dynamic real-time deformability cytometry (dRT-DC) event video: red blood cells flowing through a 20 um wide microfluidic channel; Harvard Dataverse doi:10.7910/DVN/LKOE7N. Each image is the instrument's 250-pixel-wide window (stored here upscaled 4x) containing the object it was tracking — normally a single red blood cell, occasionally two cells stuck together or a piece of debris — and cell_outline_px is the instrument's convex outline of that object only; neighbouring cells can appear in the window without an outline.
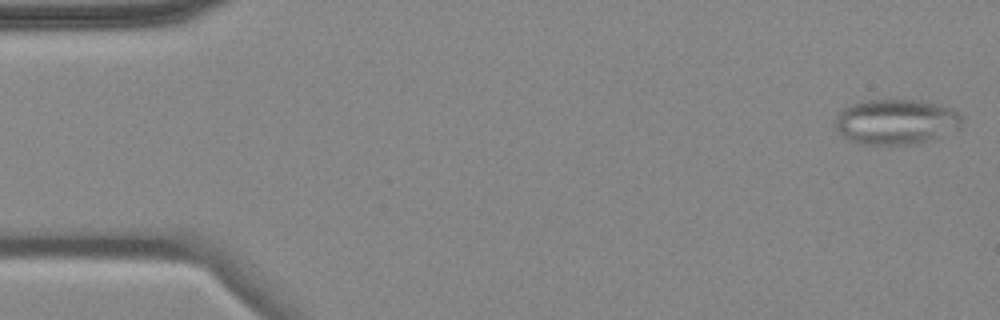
{"species": "common noctule bat (a hibernating species)", "species_latin": "Nyctalus noctula", "temperature_condition": "cold", "stored_images_in_passage": 5, "camera_frame_rate_fps": 3000, "um_per_image_px": 0.085, "animal": {"sex": "female", "body_mass_g": 18.4}, "frame": {"image": 1, "passage_image": 1, "time_ms": 0.0, "image_size_px": [1000, 320], "cell_outline_px": [[964, 120], [960, 128], [916, 144], [860, 144], [844, 136], [836, 128], [836, 120], [840, 112], [844, 108], [852, 104], [868, 100], [920, 100], [940, 104], [952, 108], [960, 112], [964, 116]], "centroid_in_image_um": [76.23, 10.33], "position_along_channel_um": 8.8, "area_um2": 33.29}}
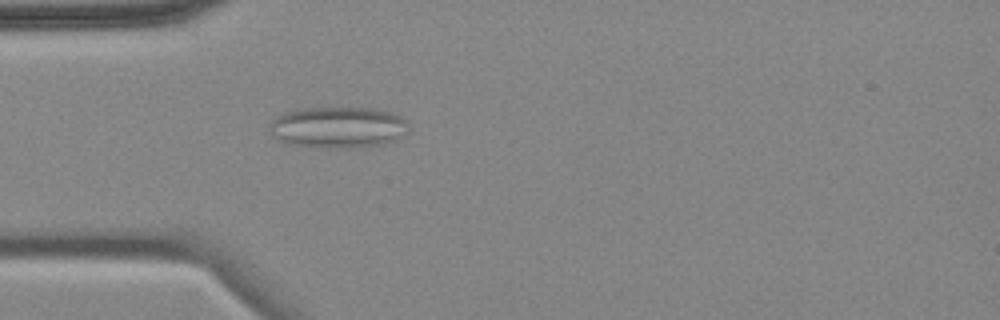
{"frame": {"image": 2, "passage_image": 5, "time_ms": 4.667, "image_size_px": [1000, 320], "cell_outline_px": [[408, 124], [404, 132], [396, 140], [384, 144], [364, 148], [328, 148], [288, 144], [272, 136], [268, 128], [268, 124], [276, 116], [284, 112], [304, 108], [376, 108], [392, 112], [408, 120]], "centroid_in_image_um": [28.72, 10.83], "position_along_channel_um": 56.3, "area_um2": 33.93}}